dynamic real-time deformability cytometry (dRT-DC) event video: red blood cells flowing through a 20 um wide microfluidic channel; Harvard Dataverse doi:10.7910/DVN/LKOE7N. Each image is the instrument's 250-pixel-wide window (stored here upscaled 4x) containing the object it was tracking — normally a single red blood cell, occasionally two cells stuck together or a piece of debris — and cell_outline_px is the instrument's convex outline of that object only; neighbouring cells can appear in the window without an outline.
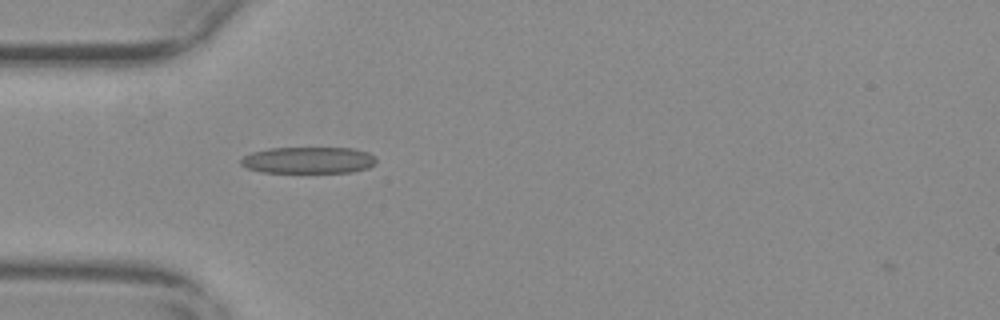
{"species": "common noctule bat (a hibernating species)", "species_latin": "Nyctalus noctula", "temperature_condition": "warm", "stored_images_in_passage": 3, "camera_frame_rate_fps": 3000, "um_per_image_px": 0.085, "animal": {"sex": "female", "body_mass_g": 29.2, "forearm_length_mm": 56.3}, "frame": {"image": 1, "passage_image": 2, "time_ms": 0.333, "image_size_px": [1000, 320], "cell_outline_px": [[376, 164], [368, 168], [352, 172], [260, 172], [248, 168], [240, 164], [240, 160], [244, 156], [252, 152], [268, 148], [352, 148], [368, 152], [376, 160]], "centroid_in_image_um": [26.21, 13.61], "position_along_channel_um": 58.8, "area_um2": 20.92}}